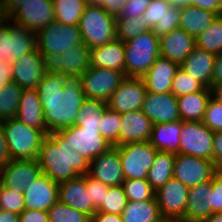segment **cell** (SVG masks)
Returning <instances> with one entry per match:
<instances>
[{"instance_id":"63","label":"cell","mask_w":222,"mask_h":222,"mask_svg":"<svg viewBox=\"0 0 222 222\" xmlns=\"http://www.w3.org/2000/svg\"><path fill=\"white\" fill-rule=\"evenodd\" d=\"M212 97L222 103V83L215 84L211 87Z\"/></svg>"},{"instance_id":"60","label":"cell","mask_w":222,"mask_h":222,"mask_svg":"<svg viewBox=\"0 0 222 222\" xmlns=\"http://www.w3.org/2000/svg\"><path fill=\"white\" fill-rule=\"evenodd\" d=\"M11 23V15L7 9L0 5V30L6 28Z\"/></svg>"},{"instance_id":"1","label":"cell","mask_w":222,"mask_h":222,"mask_svg":"<svg viewBox=\"0 0 222 222\" xmlns=\"http://www.w3.org/2000/svg\"><path fill=\"white\" fill-rule=\"evenodd\" d=\"M36 89L49 133L76 124L78 111L86 99L80 77L47 70Z\"/></svg>"},{"instance_id":"67","label":"cell","mask_w":222,"mask_h":222,"mask_svg":"<svg viewBox=\"0 0 222 222\" xmlns=\"http://www.w3.org/2000/svg\"><path fill=\"white\" fill-rule=\"evenodd\" d=\"M105 1L106 0H88V3L101 6L103 4V2H105Z\"/></svg>"},{"instance_id":"65","label":"cell","mask_w":222,"mask_h":222,"mask_svg":"<svg viewBox=\"0 0 222 222\" xmlns=\"http://www.w3.org/2000/svg\"><path fill=\"white\" fill-rule=\"evenodd\" d=\"M173 6L183 7L186 5H190V0H166Z\"/></svg>"},{"instance_id":"5","label":"cell","mask_w":222,"mask_h":222,"mask_svg":"<svg viewBox=\"0 0 222 222\" xmlns=\"http://www.w3.org/2000/svg\"><path fill=\"white\" fill-rule=\"evenodd\" d=\"M82 41L91 49L116 39V17L88 3L78 23Z\"/></svg>"},{"instance_id":"62","label":"cell","mask_w":222,"mask_h":222,"mask_svg":"<svg viewBox=\"0 0 222 222\" xmlns=\"http://www.w3.org/2000/svg\"><path fill=\"white\" fill-rule=\"evenodd\" d=\"M25 0H1L2 5L11 14L15 9H17Z\"/></svg>"},{"instance_id":"54","label":"cell","mask_w":222,"mask_h":222,"mask_svg":"<svg viewBox=\"0 0 222 222\" xmlns=\"http://www.w3.org/2000/svg\"><path fill=\"white\" fill-rule=\"evenodd\" d=\"M126 3L127 0H106L101 7L110 15L118 17Z\"/></svg>"},{"instance_id":"22","label":"cell","mask_w":222,"mask_h":222,"mask_svg":"<svg viewBox=\"0 0 222 222\" xmlns=\"http://www.w3.org/2000/svg\"><path fill=\"white\" fill-rule=\"evenodd\" d=\"M58 183L42 174L24 190L25 209L48 211L59 201Z\"/></svg>"},{"instance_id":"32","label":"cell","mask_w":222,"mask_h":222,"mask_svg":"<svg viewBox=\"0 0 222 222\" xmlns=\"http://www.w3.org/2000/svg\"><path fill=\"white\" fill-rule=\"evenodd\" d=\"M211 96V88H205L177 97L181 121H202Z\"/></svg>"},{"instance_id":"19","label":"cell","mask_w":222,"mask_h":222,"mask_svg":"<svg viewBox=\"0 0 222 222\" xmlns=\"http://www.w3.org/2000/svg\"><path fill=\"white\" fill-rule=\"evenodd\" d=\"M141 111L153 125L180 121L177 97L169 93L147 92Z\"/></svg>"},{"instance_id":"58","label":"cell","mask_w":222,"mask_h":222,"mask_svg":"<svg viewBox=\"0 0 222 222\" xmlns=\"http://www.w3.org/2000/svg\"><path fill=\"white\" fill-rule=\"evenodd\" d=\"M91 222H123L119 214H111L101 211H96L91 217Z\"/></svg>"},{"instance_id":"39","label":"cell","mask_w":222,"mask_h":222,"mask_svg":"<svg viewBox=\"0 0 222 222\" xmlns=\"http://www.w3.org/2000/svg\"><path fill=\"white\" fill-rule=\"evenodd\" d=\"M150 30L140 17L116 18V38L124 43Z\"/></svg>"},{"instance_id":"47","label":"cell","mask_w":222,"mask_h":222,"mask_svg":"<svg viewBox=\"0 0 222 222\" xmlns=\"http://www.w3.org/2000/svg\"><path fill=\"white\" fill-rule=\"evenodd\" d=\"M202 122L213 132L222 131V103L212 96L207 103Z\"/></svg>"},{"instance_id":"36","label":"cell","mask_w":222,"mask_h":222,"mask_svg":"<svg viewBox=\"0 0 222 222\" xmlns=\"http://www.w3.org/2000/svg\"><path fill=\"white\" fill-rule=\"evenodd\" d=\"M87 4L86 0H53L55 21L66 25H78Z\"/></svg>"},{"instance_id":"37","label":"cell","mask_w":222,"mask_h":222,"mask_svg":"<svg viewBox=\"0 0 222 222\" xmlns=\"http://www.w3.org/2000/svg\"><path fill=\"white\" fill-rule=\"evenodd\" d=\"M23 89L11 81L0 89V121L16 117Z\"/></svg>"},{"instance_id":"52","label":"cell","mask_w":222,"mask_h":222,"mask_svg":"<svg viewBox=\"0 0 222 222\" xmlns=\"http://www.w3.org/2000/svg\"><path fill=\"white\" fill-rule=\"evenodd\" d=\"M18 222H49L48 212L44 210L25 209L19 214Z\"/></svg>"},{"instance_id":"50","label":"cell","mask_w":222,"mask_h":222,"mask_svg":"<svg viewBox=\"0 0 222 222\" xmlns=\"http://www.w3.org/2000/svg\"><path fill=\"white\" fill-rule=\"evenodd\" d=\"M211 214L222 213V170H217L212 177Z\"/></svg>"},{"instance_id":"26","label":"cell","mask_w":222,"mask_h":222,"mask_svg":"<svg viewBox=\"0 0 222 222\" xmlns=\"http://www.w3.org/2000/svg\"><path fill=\"white\" fill-rule=\"evenodd\" d=\"M15 118L28 127L49 134L37 89L23 90Z\"/></svg>"},{"instance_id":"43","label":"cell","mask_w":222,"mask_h":222,"mask_svg":"<svg viewBox=\"0 0 222 222\" xmlns=\"http://www.w3.org/2000/svg\"><path fill=\"white\" fill-rule=\"evenodd\" d=\"M47 212L49 222H91V219L86 214L59 201Z\"/></svg>"},{"instance_id":"48","label":"cell","mask_w":222,"mask_h":222,"mask_svg":"<svg viewBox=\"0 0 222 222\" xmlns=\"http://www.w3.org/2000/svg\"><path fill=\"white\" fill-rule=\"evenodd\" d=\"M181 18V7L171 6L165 17L160 20L153 28V33L160 37L178 28Z\"/></svg>"},{"instance_id":"46","label":"cell","mask_w":222,"mask_h":222,"mask_svg":"<svg viewBox=\"0 0 222 222\" xmlns=\"http://www.w3.org/2000/svg\"><path fill=\"white\" fill-rule=\"evenodd\" d=\"M171 6L166 0H150L147 9L140 18L152 29L165 17Z\"/></svg>"},{"instance_id":"33","label":"cell","mask_w":222,"mask_h":222,"mask_svg":"<svg viewBox=\"0 0 222 222\" xmlns=\"http://www.w3.org/2000/svg\"><path fill=\"white\" fill-rule=\"evenodd\" d=\"M123 222H157L162 218L156 198L147 201H127L121 214Z\"/></svg>"},{"instance_id":"59","label":"cell","mask_w":222,"mask_h":222,"mask_svg":"<svg viewBox=\"0 0 222 222\" xmlns=\"http://www.w3.org/2000/svg\"><path fill=\"white\" fill-rule=\"evenodd\" d=\"M219 83H222V53L216 54L212 76V86Z\"/></svg>"},{"instance_id":"6","label":"cell","mask_w":222,"mask_h":222,"mask_svg":"<svg viewBox=\"0 0 222 222\" xmlns=\"http://www.w3.org/2000/svg\"><path fill=\"white\" fill-rule=\"evenodd\" d=\"M37 49L48 62L55 55L83 43L78 25L52 21L36 33Z\"/></svg>"},{"instance_id":"12","label":"cell","mask_w":222,"mask_h":222,"mask_svg":"<svg viewBox=\"0 0 222 222\" xmlns=\"http://www.w3.org/2000/svg\"><path fill=\"white\" fill-rule=\"evenodd\" d=\"M10 15L13 24L37 33L55 20L53 0H25Z\"/></svg>"},{"instance_id":"29","label":"cell","mask_w":222,"mask_h":222,"mask_svg":"<svg viewBox=\"0 0 222 222\" xmlns=\"http://www.w3.org/2000/svg\"><path fill=\"white\" fill-rule=\"evenodd\" d=\"M90 58L92 67L113 69L125 74L124 42L117 38L102 46L91 48Z\"/></svg>"},{"instance_id":"70","label":"cell","mask_w":222,"mask_h":222,"mask_svg":"<svg viewBox=\"0 0 222 222\" xmlns=\"http://www.w3.org/2000/svg\"><path fill=\"white\" fill-rule=\"evenodd\" d=\"M221 18H222V8H221V12H220V15H219Z\"/></svg>"},{"instance_id":"57","label":"cell","mask_w":222,"mask_h":222,"mask_svg":"<svg viewBox=\"0 0 222 222\" xmlns=\"http://www.w3.org/2000/svg\"><path fill=\"white\" fill-rule=\"evenodd\" d=\"M11 160L4 131L0 122V169Z\"/></svg>"},{"instance_id":"13","label":"cell","mask_w":222,"mask_h":222,"mask_svg":"<svg viewBox=\"0 0 222 222\" xmlns=\"http://www.w3.org/2000/svg\"><path fill=\"white\" fill-rule=\"evenodd\" d=\"M217 171L213 161L186 154H176L173 177L188 188L209 181Z\"/></svg>"},{"instance_id":"8","label":"cell","mask_w":222,"mask_h":222,"mask_svg":"<svg viewBox=\"0 0 222 222\" xmlns=\"http://www.w3.org/2000/svg\"><path fill=\"white\" fill-rule=\"evenodd\" d=\"M213 136L202 121H182L179 153L213 161Z\"/></svg>"},{"instance_id":"14","label":"cell","mask_w":222,"mask_h":222,"mask_svg":"<svg viewBox=\"0 0 222 222\" xmlns=\"http://www.w3.org/2000/svg\"><path fill=\"white\" fill-rule=\"evenodd\" d=\"M189 188L172 177L155 191V198L162 217L182 220L185 216Z\"/></svg>"},{"instance_id":"9","label":"cell","mask_w":222,"mask_h":222,"mask_svg":"<svg viewBox=\"0 0 222 222\" xmlns=\"http://www.w3.org/2000/svg\"><path fill=\"white\" fill-rule=\"evenodd\" d=\"M86 98L107 102L118 85L126 78L120 71L92 67L80 76Z\"/></svg>"},{"instance_id":"68","label":"cell","mask_w":222,"mask_h":222,"mask_svg":"<svg viewBox=\"0 0 222 222\" xmlns=\"http://www.w3.org/2000/svg\"><path fill=\"white\" fill-rule=\"evenodd\" d=\"M217 2L222 6V0H217Z\"/></svg>"},{"instance_id":"38","label":"cell","mask_w":222,"mask_h":222,"mask_svg":"<svg viewBox=\"0 0 222 222\" xmlns=\"http://www.w3.org/2000/svg\"><path fill=\"white\" fill-rule=\"evenodd\" d=\"M195 40L198 48L215 55L222 53V18L218 15Z\"/></svg>"},{"instance_id":"23","label":"cell","mask_w":222,"mask_h":222,"mask_svg":"<svg viewBox=\"0 0 222 222\" xmlns=\"http://www.w3.org/2000/svg\"><path fill=\"white\" fill-rule=\"evenodd\" d=\"M160 56L181 65L196 46L193 36L183 29L176 28L159 37Z\"/></svg>"},{"instance_id":"69","label":"cell","mask_w":222,"mask_h":222,"mask_svg":"<svg viewBox=\"0 0 222 222\" xmlns=\"http://www.w3.org/2000/svg\"><path fill=\"white\" fill-rule=\"evenodd\" d=\"M1 187H2V181H1V178H0V190H1Z\"/></svg>"},{"instance_id":"25","label":"cell","mask_w":222,"mask_h":222,"mask_svg":"<svg viewBox=\"0 0 222 222\" xmlns=\"http://www.w3.org/2000/svg\"><path fill=\"white\" fill-rule=\"evenodd\" d=\"M152 126V122L141 109L121 114L119 146L129 142H148L151 137Z\"/></svg>"},{"instance_id":"53","label":"cell","mask_w":222,"mask_h":222,"mask_svg":"<svg viewBox=\"0 0 222 222\" xmlns=\"http://www.w3.org/2000/svg\"><path fill=\"white\" fill-rule=\"evenodd\" d=\"M213 163L217 170H222V131L214 132Z\"/></svg>"},{"instance_id":"11","label":"cell","mask_w":222,"mask_h":222,"mask_svg":"<svg viewBox=\"0 0 222 222\" xmlns=\"http://www.w3.org/2000/svg\"><path fill=\"white\" fill-rule=\"evenodd\" d=\"M37 47L36 33L12 22L0 30V59L13 63Z\"/></svg>"},{"instance_id":"34","label":"cell","mask_w":222,"mask_h":222,"mask_svg":"<svg viewBox=\"0 0 222 222\" xmlns=\"http://www.w3.org/2000/svg\"><path fill=\"white\" fill-rule=\"evenodd\" d=\"M175 154L158 151L154 163L149 169L147 181L154 191L161 188L173 177Z\"/></svg>"},{"instance_id":"45","label":"cell","mask_w":222,"mask_h":222,"mask_svg":"<svg viewBox=\"0 0 222 222\" xmlns=\"http://www.w3.org/2000/svg\"><path fill=\"white\" fill-rule=\"evenodd\" d=\"M0 209L21 214L25 210L24 193H17L15 190L1 187Z\"/></svg>"},{"instance_id":"40","label":"cell","mask_w":222,"mask_h":222,"mask_svg":"<svg viewBox=\"0 0 222 222\" xmlns=\"http://www.w3.org/2000/svg\"><path fill=\"white\" fill-rule=\"evenodd\" d=\"M120 126L121 114L107 107L103 112L99 129L102 136L112 146H119Z\"/></svg>"},{"instance_id":"44","label":"cell","mask_w":222,"mask_h":222,"mask_svg":"<svg viewBox=\"0 0 222 222\" xmlns=\"http://www.w3.org/2000/svg\"><path fill=\"white\" fill-rule=\"evenodd\" d=\"M206 87L198 80L192 78L179 67L174 78L171 93L176 97L204 90Z\"/></svg>"},{"instance_id":"35","label":"cell","mask_w":222,"mask_h":222,"mask_svg":"<svg viewBox=\"0 0 222 222\" xmlns=\"http://www.w3.org/2000/svg\"><path fill=\"white\" fill-rule=\"evenodd\" d=\"M107 102L86 98L78 111L76 125L82 128H99Z\"/></svg>"},{"instance_id":"49","label":"cell","mask_w":222,"mask_h":222,"mask_svg":"<svg viewBox=\"0 0 222 222\" xmlns=\"http://www.w3.org/2000/svg\"><path fill=\"white\" fill-rule=\"evenodd\" d=\"M86 178V187L90 195L93 206L98 209L104 203L105 194H107L109 186L96 180L89 174L83 175Z\"/></svg>"},{"instance_id":"30","label":"cell","mask_w":222,"mask_h":222,"mask_svg":"<svg viewBox=\"0 0 222 222\" xmlns=\"http://www.w3.org/2000/svg\"><path fill=\"white\" fill-rule=\"evenodd\" d=\"M182 121L158 123L152 126L149 142L158 150L179 154Z\"/></svg>"},{"instance_id":"42","label":"cell","mask_w":222,"mask_h":222,"mask_svg":"<svg viewBox=\"0 0 222 222\" xmlns=\"http://www.w3.org/2000/svg\"><path fill=\"white\" fill-rule=\"evenodd\" d=\"M126 204L127 197L123 186H111L108 188L107 194H105L104 203L101 204L97 211L121 215Z\"/></svg>"},{"instance_id":"51","label":"cell","mask_w":222,"mask_h":222,"mask_svg":"<svg viewBox=\"0 0 222 222\" xmlns=\"http://www.w3.org/2000/svg\"><path fill=\"white\" fill-rule=\"evenodd\" d=\"M150 0H127L121 14L116 18L140 17L147 9Z\"/></svg>"},{"instance_id":"4","label":"cell","mask_w":222,"mask_h":222,"mask_svg":"<svg viewBox=\"0 0 222 222\" xmlns=\"http://www.w3.org/2000/svg\"><path fill=\"white\" fill-rule=\"evenodd\" d=\"M125 76L142 78L160 56L159 37L153 30L141 33L124 43Z\"/></svg>"},{"instance_id":"64","label":"cell","mask_w":222,"mask_h":222,"mask_svg":"<svg viewBox=\"0 0 222 222\" xmlns=\"http://www.w3.org/2000/svg\"><path fill=\"white\" fill-rule=\"evenodd\" d=\"M203 222H222V213H212Z\"/></svg>"},{"instance_id":"7","label":"cell","mask_w":222,"mask_h":222,"mask_svg":"<svg viewBox=\"0 0 222 222\" xmlns=\"http://www.w3.org/2000/svg\"><path fill=\"white\" fill-rule=\"evenodd\" d=\"M116 147L124 179H146L158 150L149 141L129 142Z\"/></svg>"},{"instance_id":"21","label":"cell","mask_w":222,"mask_h":222,"mask_svg":"<svg viewBox=\"0 0 222 222\" xmlns=\"http://www.w3.org/2000/svg\"><path fill=\"white\" fill-rule=\"evenodd\" d=\"M59 202L86 214L90 219L97 209L90 200L86 178L80 175L58 185Z\"/></svg>"},{"instance_id":"55","label":"cell","mask_w":222,"mask_h":222,"mask_svg":"<svg viewBox=\"0 0 222 222\" xmlns=\"http://www.w3.org/2000/svg\"><path fill=\"white\" fill-rule=\"evenodd\" d=\"M190 5L208 10L220 15L222 6L217 0H190Z\"/></svg>"},{"instance_id":"17","label":"cell","mask_w":222,"mask_h":222,"mask_svg":"<svg viewBox=\"0 0 222 222\" xmlns=\"http://www.w3.org/2000/svg\"><path fill=\"white\" fill-rule=\"evenodd\" d=\"M42 175L37 160H10L0 169L2 186L23 193Z\"/></svg>"},{"instance_id":"3","label":"cell","mask_w":222,"mask_h":222,"mask_svg":"<svg viewBox=\"0 0 222 222\" xmlns=\"http://www.w3.org/2000/svg\"><path fill=\"white\" fill-rule=\"evenodd\" d=\"M11 160H36L43 139V131L31 128L16 118L0 121Z\"/></svg>"},{"instance_id":"16","label":"cell","mask_w":222,"mask_h":222,"mask_svg":"<svg viewBox=\"0 0 222 222\" xmlns=\"http://www.w3.org/2000/svg\"><path fill=\"white\" fill-rule=\"evenodd\" d=\"M12 81L24 89H36L48 70L46 59L37 47L12 63Z\"/></svg>"},{"instance_id":"24","label":"cell","mask_w":222,"mask_h":222,"mask_svg":"<svg viewBox=\"0 0 222 222\" xmlns=\"http://www.w3.org/2000/svg\"><path fill=\"white\" fill-rule=\"evenodd\" d=\"M180 65L171 60L159 56L155 63L142 77L147 92L169 93L172 89L173 78Z\"/></svg>"},{"instance_id":"15","label":"cell","mask_w":222,"mask_h":222,"mask_svg":"<svg viewBox=\"0 0 222 222\" xmlns=\"http://www.w3.org/2000/svg\"><path fill=\"white\" fill-rule=\"evenodd\" d=\"M146 93L142 78L126 77L108 99L107 107L120 114L140 110Z\"/></svg>"},{"instance_id":"10","label":"cell","mask_w":222,"mask_h":222,"mask_svg":"<svg viewBox=\"0 0 222 222\" xmlns=\"http://www.w3.org/2000/svg\"><path fill=\"white\" fill-rule=\"evenodd\" d=\"M59 133L81 156L92 161L96 156L103 154L111 144L102 136L99 128H82L76 124L61 129Z\"/></svg>"},{"instance_id":"66","label":"cell","mask_w":222,"mask_h":222,"mask_svg":"<svg viewBox=\"0 0 222 222\" xmlns=\"http://www.w3.org/2000/svg\"><path fill=\"white\" fill-rule=\"evenodd\" d=\"M157 222H181V221L173 218L162 217Z\"/></svg>"},{"instance_id":"31","label":"cell","mask_w":222,"mask_h":222,"mask_svg":"<svg viewBox=\"0 0 222 222\" xmlns=\"http://www.w3.org/2000/svg\"><path fill=\"white\" fill-rule=\"evenodd\" d=\"M218 14L192 5L181 7V18L178 28L195 39L216 19Z\"/></svg>"},{"instance_id":"41","label":"cell","mask_w":222,"mask_h":222,"mask_svg":"<svg viewBox=\"0 0 222 222\" xmlns=\"http://www.w3.org/2000/svg\"><path fill=\"white\" fill-rule=\"evenodd\" d=\"M123 189L127 201H147L155 197V191L147 179H125Z\"/></svg>"},{"instance_id":"2","label":"cell","mask_w":222,"mask_h":222,"mask_svg":"<svg viewBox=\"0 0 222 222\" xmlns=\"http://www.w3.org/2000/svg\"><path fill=\"white\" fill-rule=\"evenodd\" d=\"M36 160L42 174L58 184L88 174L90 168V161L75 151L59 132L49 133L43 139Z\"/></svg>"},{"instance_id":"20","label":"cell","mask_w":222,"mask_h":222,"mask_svg":"<svg viewBox=\"0 0 222 222\" xmlns=\"http://www.w3.org/2000/svg\"><path fill=\"white\" fill-rule=\"evenodd\" d=\"M88 174L109 187L121 186L125 179L118 148L112 146L103 154L96 156L90 162Z\"/></svg>"},{"instance_id":"61","label":"cell","mask_w":222,"mask_h":222,"mask_svg":"<svg viewBox=\"0 0 222 222\" xmlns=\"http://www.w3.org/2000/svg\"><path fill=\"white\" fill-rule=\"evenodd\" d=\"M19 214L0 209V222H18Z\"/></svg>"},{"instance_id":"28","label":"cell","mask_w":222,"mask_h":222,"mask_svg":"<svg viewBox=\"0 0 222 222\" xmlns=\"http://www.w3.org/2000/svg\"><path fill=\"white\" fill-rule=\"evenodd\" d=\"M215 58V54L195 46L180 68L206 88H211Z\"/></svg>"},{"instance_id":"18","label":"cell","mask_w":222,"mask_h":222,"mask_svg":"<svg viewBox=\"0 0 222 222\" xmlns=\"http://www.w3.org/2000/svg\"><path fill=\"white\" fill-rule=\"evenodd\" d=\"M90 48L82 44L55 55L48 62V70L67 77H80L90 68Z\"/></svg>"},{"instance_id":"56","label":"cell","mask_w":222,"mask_h":222,"mask_svg":"<svg viewBox=\"0 0 222 222\" xmlns=\"http://www.w3.org/2000/svg\"><path fill=\"white\" fill-rule=\"evenodd\" d=\"M12 63L0 59V89L12 81Z\"/></svg>"},{"instance_id":"27","label":"cell","mask_w":222,"mask_h":222,"mask_svg":"<svg viewBox=\"0 0 222 222\" xmlns=\"http://www.w3.org/2000/svg\"><path fill=\"white\" fill-rule=\"evenodd\" d=\"M212 179L189 188L185 216L181 222H203L211 215Z\"/></svg>"}]
</instances>
